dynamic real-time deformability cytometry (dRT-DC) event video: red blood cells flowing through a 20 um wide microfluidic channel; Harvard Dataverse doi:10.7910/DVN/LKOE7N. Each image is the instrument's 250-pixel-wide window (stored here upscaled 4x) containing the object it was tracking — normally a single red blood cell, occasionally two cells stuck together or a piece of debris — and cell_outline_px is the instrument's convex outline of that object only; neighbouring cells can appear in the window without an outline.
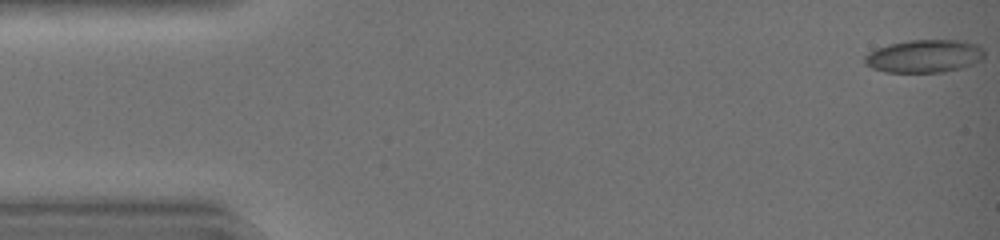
{"species": "common noctule bat (a hibernating species)", "species_latin": "Nyctalus noctula", "temperature_condition": "warm", "stored_images_in_passage": 44, "camera_frame_rate_fps": 3000, "um_per_image_px": 0.085, "animal": {"sex": "female", "body_mass_g": 19.0, "forearm_length_mm": 51.5}, "frame": {"image": 1, "passage_image": 1, "time_ms": 0.0, "image_size_px": [1000, 240], "cell_outline_px": [[984, 56], [980, 60], [972, 64], [960, 68], [944, 72], [884, 72], [872, 68], [864, 64], [864, 56], [868, 52], [876, 48], [888, 44], [908, 40], [964, 40], [976, 44], [984, 48]], "centroid_in_image_um": [78.55, 4.76], "position_along_channel_um": 6.5, "area_um2": 23.18}}
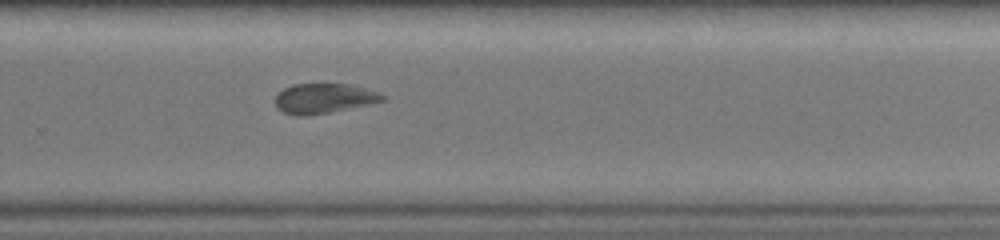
{"frame": {"image": 2, "passage_image": 30, "time_ms": 9.667, "image_size_px": [1000, 240], "cell_outline_px": [[388, 96], [384, 100], [368, 104], [332, 112], [304, 116], [296, 116], [284, 112], [276, 108], [276, 96], [284, 88], [292, 84], [352, 84], [380, 92]], "centroid_in_image_um": [27.56, 8.36], "position_along_channel_um": 302.2, "area_um2": 18.79}}
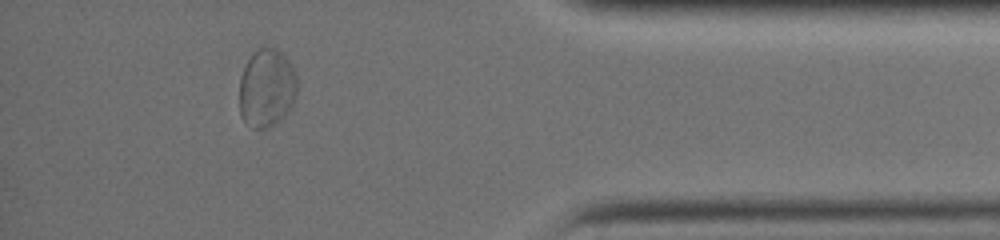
{"frame": {"image": 3, "passage_image": 39, "time_ms": 12.667, "image_size_px": [1000, 240], "cell_outline_px": [[296, 96], [288, 112], [280, 120], [268, 128], [252, 128], [244, 120], [240, 112], [240, 76], [252, 52], [256, 48], [264, 44], [272, 44], [288, 60], [296, 76]], "centroid_in_image_um": [22.66, 7.43], "position_along_channel_um": 412.5, "area_um2": 26.65}, "authors_computed_cell_mechanics": {"area_um2": 20.3456, "velocity_mm_per_s": 4.4532, "shape_relaxation_time_tau1_ms": 9.5726, "shape_relaxation_time_tau2_ms": 2.809, "deformation_change_tau1": 0.1899, "deformation_change_tau2": 0.0606}}